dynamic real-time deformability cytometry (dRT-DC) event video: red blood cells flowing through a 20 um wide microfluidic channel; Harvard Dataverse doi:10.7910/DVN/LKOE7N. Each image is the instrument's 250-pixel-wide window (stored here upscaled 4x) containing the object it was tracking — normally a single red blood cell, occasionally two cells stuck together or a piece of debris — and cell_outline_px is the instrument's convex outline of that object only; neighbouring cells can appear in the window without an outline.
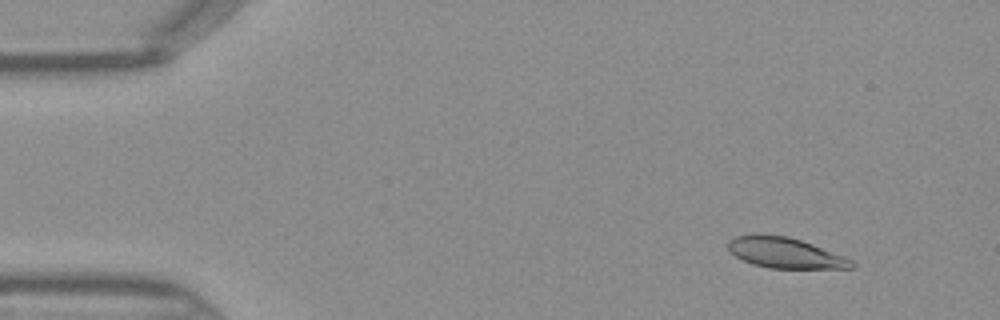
{"species": "Egyptian fruit bat (a non-hibernating species)", "species_latin": "Rousettus aegyptiacus", "temperature_condition": "warm", "stored_images_in_passage": 47, "camera_frame_rate_fps": 3000, "um_per_image_px": 0.085, "frame": {"image": 1, "passage_image": 5, "time_ms": 1.333, "image_size_px": [1000, 320], "cell_outline_px": [[856, 264], [852, 268], [768, 268], [752, 264], [728, 252], [728, 240], [736, 236], [788, 236], [812, 244], [844, 256], [852, 260]], "centroid_in_image_um": [66.75, 21.52], "position_along_channel_um": 18.3, "area_um2": 21.5}}
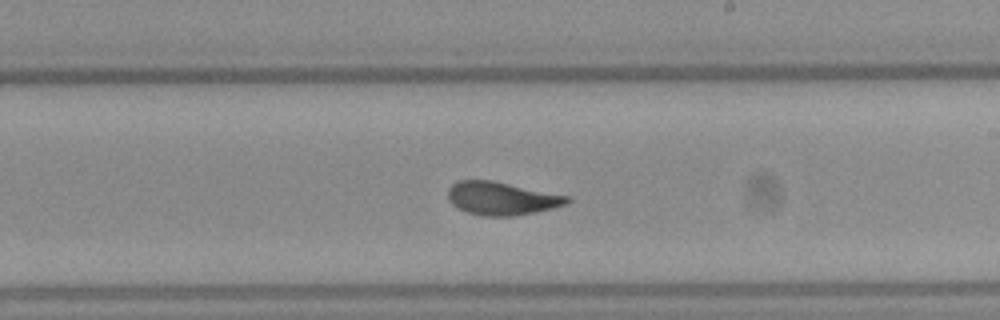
{"frame": {"image": 2, "passage_image": 27, "time_ms": 8.667, "image_size_px": [1000, 320], "cell_outline_px": [[572, 200], [568, 204], [536, 212], [512, 216], [484, 216], [468, 212], [452, 204], [448, 200], [448, 188], [452, 184], [460, 180], [492, 180], [572, 196]], "centroid_in_image_um": [42.69, 16.85], "position_along_channel_um": 246.3, "area_um2": 23.18}}
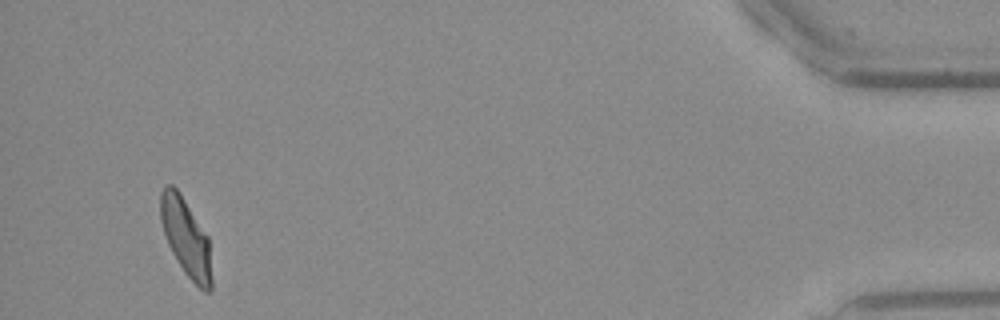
{"frame": {"image": 3, "passage_image": 44, "time_ms": 14.333, "image_size_px": [1000, 320], "cell_outline_px": [[212, 288], [208, 292], [204, 292], [184, 272], [172, 252], [168, 244], [160, 220], [160, 192], [164, 184], [172, 184], [180, 192], [208, 236], [212, 280]], "centroid_in_image_um": [15.79, 20.15], "position_along_channel_um": 419.4, "area_um2": 23.18}}